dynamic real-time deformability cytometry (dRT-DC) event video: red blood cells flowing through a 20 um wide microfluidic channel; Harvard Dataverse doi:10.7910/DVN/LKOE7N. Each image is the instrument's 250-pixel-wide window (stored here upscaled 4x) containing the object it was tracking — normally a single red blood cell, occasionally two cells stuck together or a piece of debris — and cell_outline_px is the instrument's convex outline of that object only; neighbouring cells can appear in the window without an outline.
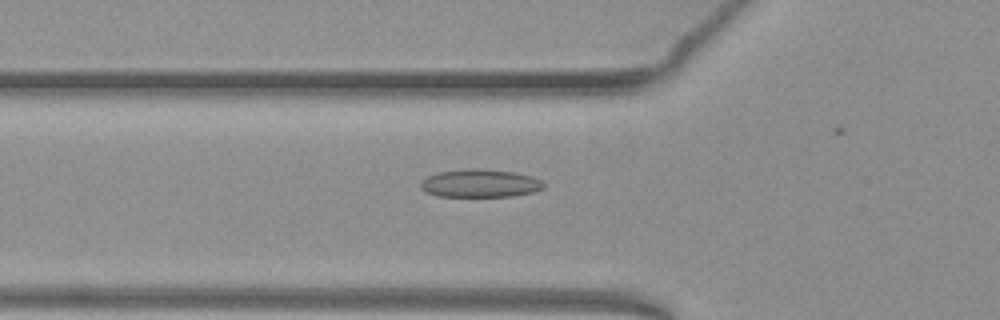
{"species": "common noctule bat (a hibernating species)", "species_latin": "Nyctalus noctula", "temperature_condition": "warm", "stored_images_in_passage": 37, "camera_frame_rate_fps": 3000, "um_per_image_px": 0.085, "animal": {"sex": "female", "body_mass_g": 19.3, "forearm_length_mm": 54.1}, "frame": {"image": 1, "passage_image": 14, "time_ms": 4.333, "image_size_px": [1000, 320], "cell_outline_px": [[544, 188], [532, 192], [512, 196], [440, 196], [424, 192], [420, 188], [420, 180], [436, 172], [468, 168], [476, 168], [512, 172], [532, 176], [540, 180], [544, 184]], "centroid_in_image_um": [40.75, 15.57], "position_along_channel_um": 85.1, "area_um2": 20.11}}
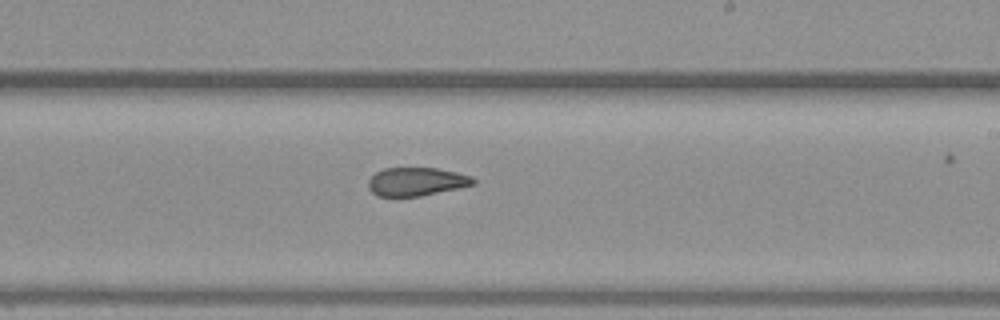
{"frame": {"image": 2, "passage_image": 27, "time_ms": 8.667, "image_size_px": [1000, 320], "cell_outline_px": [[476, 184], [420, 196], [376, 196], [368, 188], [368, 180], [376, 172], [384, 168], [436, 168], [456, 172], [472, 176], [476, 180]], "centroid_in_image_um": [35.39, 15.43], "position_along_channel_um": 253.6, "area_um2": 17.34}}
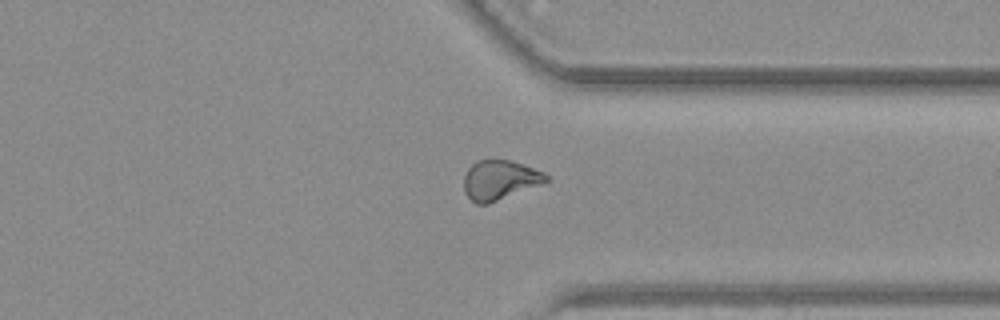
{"frame": {"image": 3, "passage_image": 36, "time_ms": 11.667, "image_size_px": [1000, 320], "cell_outline_px": [[548, 180], [540, 184], [488, 204], [476, 204], [464, 192], [464, 176], [468, 168], [476, 160], [508, 160], [544, 172], [548, 176]], "centroid_in_image_um": [42.43, 15.3], "position_along_channel_um": 369.0, "area_um2": 18.61}}